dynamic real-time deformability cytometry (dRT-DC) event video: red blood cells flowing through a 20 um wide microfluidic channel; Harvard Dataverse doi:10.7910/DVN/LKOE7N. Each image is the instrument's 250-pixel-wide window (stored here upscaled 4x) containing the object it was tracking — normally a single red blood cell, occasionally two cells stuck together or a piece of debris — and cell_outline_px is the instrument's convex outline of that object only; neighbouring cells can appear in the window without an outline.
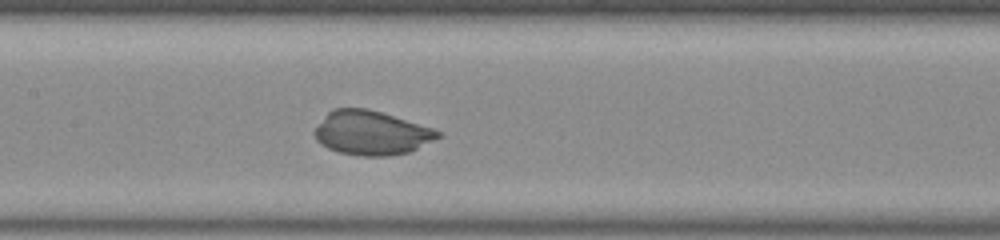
{"species": "common noctule bat (a hibernating species)", "species_latin": "Nyctalus noctula", "temperature_condition": "room temperature", "stored_images_in_passage": 43, "camera_frame_rate_fps": 3000, "um_per_image_px": 0.085, "animal": {"sex": "male", "body_mass_g": 20.0, "forearm_length_mm": 53.3}, "frame": {"image": 1, "passage_image": 20, "time_ms": 6.333, "image_size_px": [1000, 240], "cell_outline_px": [[444, 136], [408, 152], [388, 156], [360, 156], [340, 152], [328, 148], [320, 144], [316, 140], [312, 132], [324, 116], [332, 108], [368, 108], [432, 128], [444, 132]], "centroid_in_image_um": [31.56, 11.29], "position_along_channel_um": 175.8, "area_um2": 31.85}}
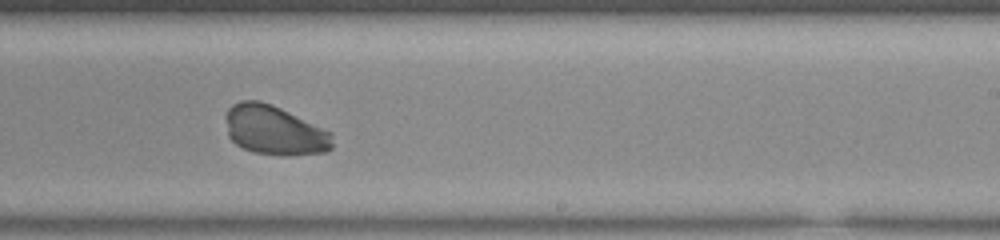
{"frame": {"image": 2, "passage_image": 27, "time_ms": 8.667, "image_size_px": [1000, 240], "cell_outline_px": [[332, 148], [324, 152], [288, 156], [280, 156], [256, 152], [244, 148], [236, 144], [228, 136], [224, 116], [228, 108], [232, 104], [240, 100], [260, 100], [272, 104], [332, 132]], "centroid_in_image_um": [23.3, 11.06], "position_along_channel_um": 265.7, "area_um2": 30.98}}
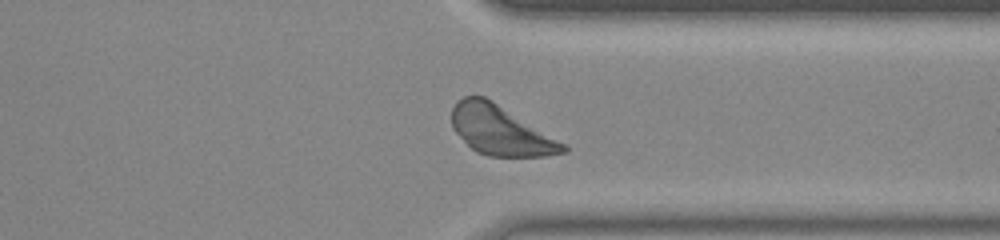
{"frame": {"image": 3, "passage_image": 35, "time_ms": 11.333, "image_size_px": [1000, 240], "cell_outline_px": [[568, 152], [544, 156], [488, 156], [476, 152], [452, 128], [452, 108], [456, 100], [464, 96], [484, 96], [492, 100], [568, 144]], "centroid_in_image_um": [42.58, 11.08], "position_along_channel_um": 368.8, "area_um2": 32.25}}